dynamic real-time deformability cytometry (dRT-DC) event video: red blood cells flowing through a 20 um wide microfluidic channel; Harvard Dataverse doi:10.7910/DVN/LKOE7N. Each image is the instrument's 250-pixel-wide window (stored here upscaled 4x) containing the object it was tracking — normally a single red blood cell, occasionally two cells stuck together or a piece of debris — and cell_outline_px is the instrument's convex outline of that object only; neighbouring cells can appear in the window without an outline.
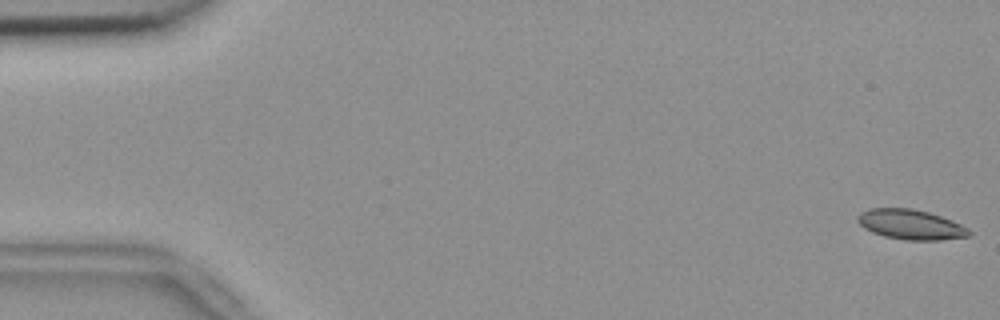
{"species": "common noctule bat (a hibernating species)", "species_latin": "Nyctalus noctula", "temperature_condition": "room temperature", "stored_images_in_passage": 49, "camera_frame_rate_fps": 3000, "um_per_image_px": 0.085, "animal": {"sex": "female", "body_mass_g": 18.4}, "frame": {"image": 1, "passage_image": 1, "time_ms": 0.0, "image_size_px": [1000, 320], "cell_outline_px": [[972, 232], [968, 236], [940, 240], [904, 240], [884, 236], [872, 232], [864, 228], [856, 220], [856, 216], [860, 212], [872, 208], [912, 208], [928, 212], [952, 220], [968, 228]], "centroid_in_image_um": [77.39, 19.08], "position_along_channel_um": 7.6, "area_um2": 19.48}}
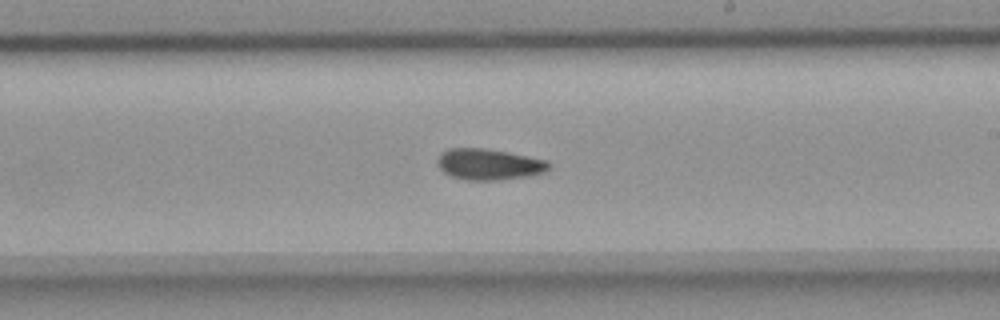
{"frame": {"image": 2, "passage_image": 32, "time_ms": 10.333, "image_size_px": [1000, 320], "cell_outline_px": [[552, 164], [544, 172], [528, 176], [496, 180], [464, 180], [452, 176], [444, 172], [436, 164], [436, 160], [440, 152], [448, 148], [484, 148], [508, 152], [548, 160]], "centroid_in_image_um": [41.53, 13.96], "position_along_channel_um": 247.5, "area_um2": 20.35}}
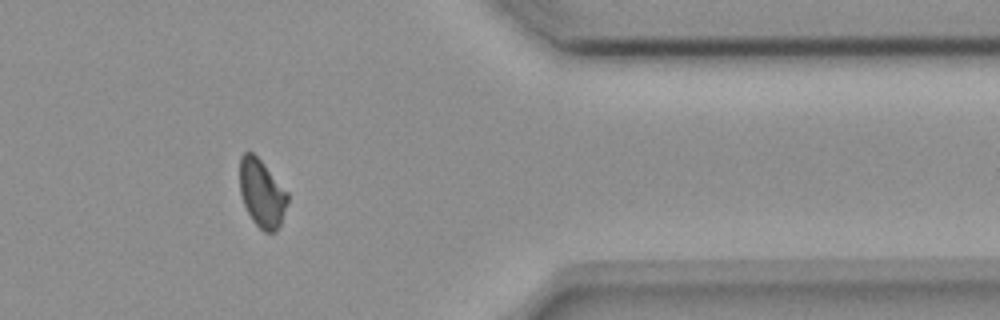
{"frame": {"image": 3, "passage_image": 45, "time_ms": 14.667, "image_size_px": [1000, 320], "cell_outline_px": [[288, 200], [280, 224], [276, 232], [264, 232], [252, 220], [244, 204], [240, 192], [240, 156], [244, 152], [252, 152], [260, 160], [288, 192]], "centroid_in_image_um": [22.25, 16.44], "position_along_channel_um": 389.1, "area_um2": 18.67}, "authors_computed_cell_mechanics": {"area_um2": 19.8832, "velocity_mm_per_s": 3.7191, "shape_relaxation_time_tau1_ms": null, "shape_relaxation_time_tau2_ms": 5.5039, "deformation_change_tau1": null, "deformation_change_tau2": 0.1083}}